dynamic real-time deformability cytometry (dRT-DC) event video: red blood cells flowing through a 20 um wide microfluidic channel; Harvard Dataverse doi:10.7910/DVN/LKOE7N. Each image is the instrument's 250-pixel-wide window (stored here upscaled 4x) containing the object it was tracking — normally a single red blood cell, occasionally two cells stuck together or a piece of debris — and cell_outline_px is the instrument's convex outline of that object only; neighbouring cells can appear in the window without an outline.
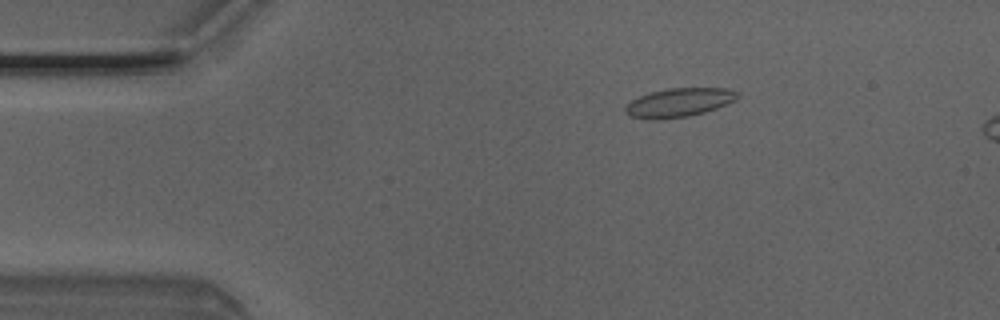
{"species": "Egyptian fruit bat (a non-hibernating species)", "species_latin": "Rousettus aegyptiacus", "temperature_condition": "room temperature", "stored_images_in_passage": 7, "camera_frame_rate_fps": 3000, "um_per_image_px": 0.085, "animal": {"sex": "male"}, "frame": {"image": 1, "passage_image": 3, "time_ms": 0.667, "image_size_px": [1000, 320], "cell_outline_px": [[740, 96], [736, 100], [716, 108], [704, 112], [688, 116], [660, 120], [648, 120], [628, 116], [624, 112], [624, 104], [640, 96], [652, 92], [668, 88], [728, 88], [740, 92]], "centroid_in_image_um": [57.69, 8.72], "position_along_channel_um": 27.3, "area_um2": 19.13}}